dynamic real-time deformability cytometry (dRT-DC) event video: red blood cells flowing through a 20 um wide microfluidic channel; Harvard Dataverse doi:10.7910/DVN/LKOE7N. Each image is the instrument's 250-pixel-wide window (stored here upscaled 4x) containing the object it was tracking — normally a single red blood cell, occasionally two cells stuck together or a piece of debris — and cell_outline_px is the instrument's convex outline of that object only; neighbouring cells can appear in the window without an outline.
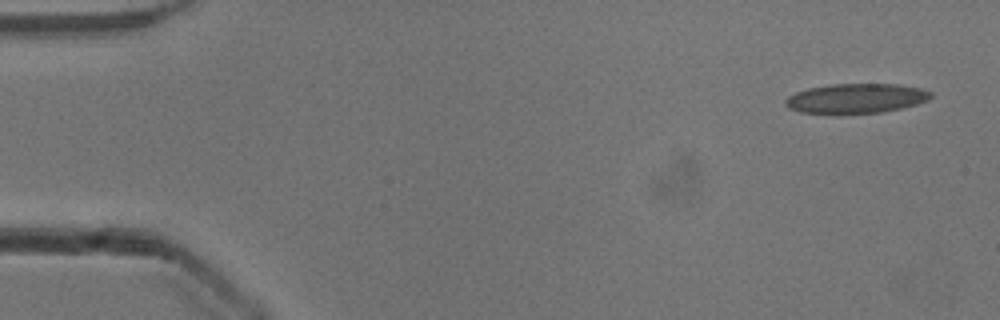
{"species": "common noctule bat (a hibernating species)", "species_latin": "Nyctalus noctula", "temperature_condition": "cold", "stored_images_in_passage": 6, "camera_frame_rate_fps": 3000, "um_per_image_px": 0.085, "animal": {"sex": "male", "body_mass_g": 13.3}, "frame": {"image": 1, "passage_image": 1, "time_ms": 0.0, "image_size_px": [1000, 320], "cell_outline_px": [[932, 96], [928, 100], [916, 104], [900, 108], [880, 112], [800, 112], [788, 108], [784, 104], [784, 100], [788, 96], [796, 92], [808, 88], [832, 84], [896, 84], [920, 88], [932, 92]], "centroid_in_image_um": [72.76, 8.34], "position_along_channel_um": 12.2, "area_um2": 24.62}}
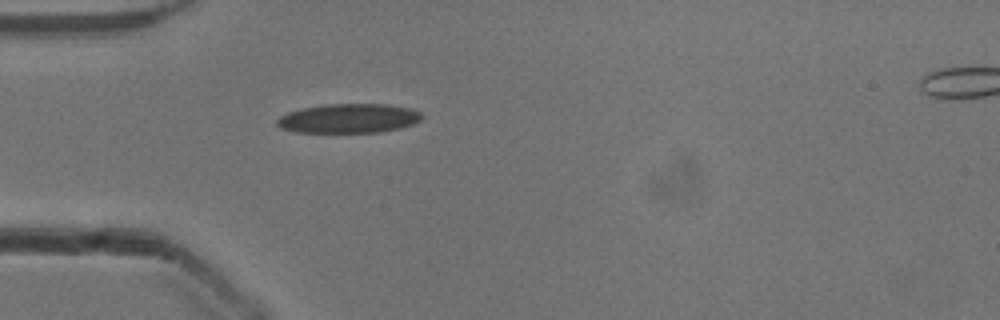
{"frame": {"image": 2, "passage_image": 5, "time_ms": 1.333, "image_size_px": [1000, 320], "cell_outline_px": [[424, 116], [416, 124], [400, 128], [380, 132], [296, 132], [280, 128], [276, 124], [276, 120], [280, 116], [288, 112], [304, 108], [324, 104], [388, 104], [408, 108], [420, 112]], "centroid_in_image_um": [29.66, 10.06], "position_along_channel_um": 55.3, "area_um2": 24.8}}